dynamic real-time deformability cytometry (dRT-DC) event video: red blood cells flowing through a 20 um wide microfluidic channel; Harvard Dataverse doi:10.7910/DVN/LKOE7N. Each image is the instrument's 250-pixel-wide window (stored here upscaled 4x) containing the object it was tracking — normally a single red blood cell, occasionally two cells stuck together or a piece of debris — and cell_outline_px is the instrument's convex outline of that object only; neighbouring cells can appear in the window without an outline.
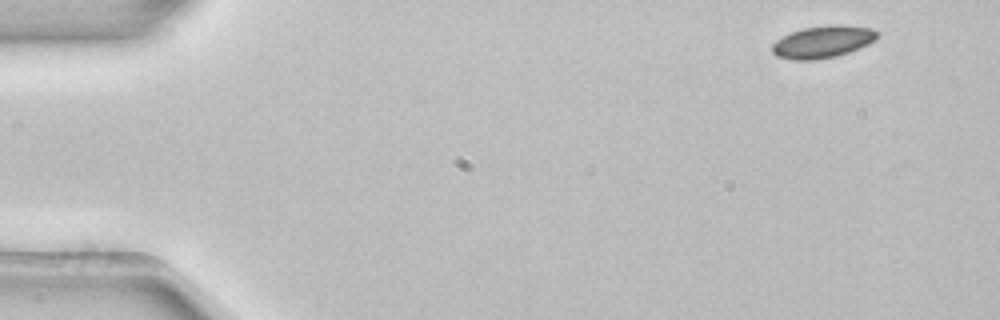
{"species": "common noctule bat (a hibernating species)", "species_latin": "Nyctalus noctula", "temperature_condition": "room temperature", "stored_images_in_passage": 4, "camera_frame_rate_fps": 3000, "um_per_image_px": 0.085, "animal": {"sex": "female", "body_mass_g": 22.7, "forearm_length_mm": 54.2}, "frame": {"image": 1, "passage_image": 1, "time_ms": 0.0, "image_size_px": [1000, 320], "cell_outline_px": [[880, 32], [876, 40], [868, 44], [848, 52], [836, 56], [812, 60], [792, 60], [776, 56], [772, 52], [772, 44], [776, 40], [792, 32], [804, 28], [836, 24], [840, 24], [872, 28]], "centroid_in_image_um": [69.96, 3.55], "position_along_channel_um": 15.0, "area_um2": 19.65}}
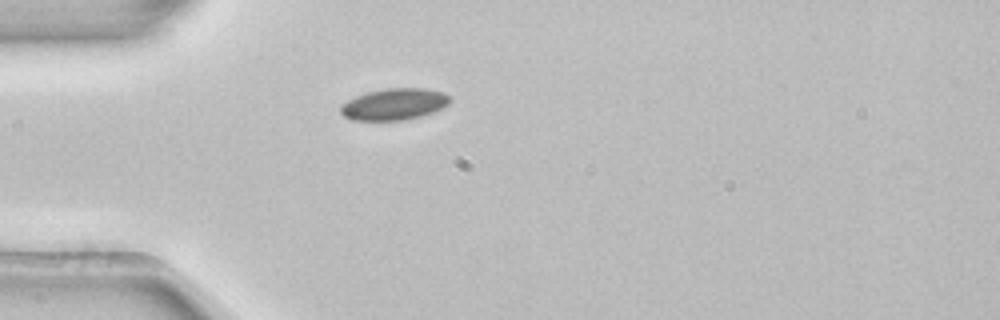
{"frame": {"image": 2, "passage_image": 3, "time_ms": 0.667, "image_size_px": [1000, 320], "cell_outline_px": [[452, 100], [448, 104], [432, 112], [420, 116], [404, 120], [352, 120], [344, 116], [340, 112], [340, 108], [348, 100], [356, 96], [368, 92], [384, 88], [428, 88], [444, 92]], "centroid_in_image_um": [33.52, 8.85], "position_along_channel_um": 51.5, "area_um2": 20.0}}